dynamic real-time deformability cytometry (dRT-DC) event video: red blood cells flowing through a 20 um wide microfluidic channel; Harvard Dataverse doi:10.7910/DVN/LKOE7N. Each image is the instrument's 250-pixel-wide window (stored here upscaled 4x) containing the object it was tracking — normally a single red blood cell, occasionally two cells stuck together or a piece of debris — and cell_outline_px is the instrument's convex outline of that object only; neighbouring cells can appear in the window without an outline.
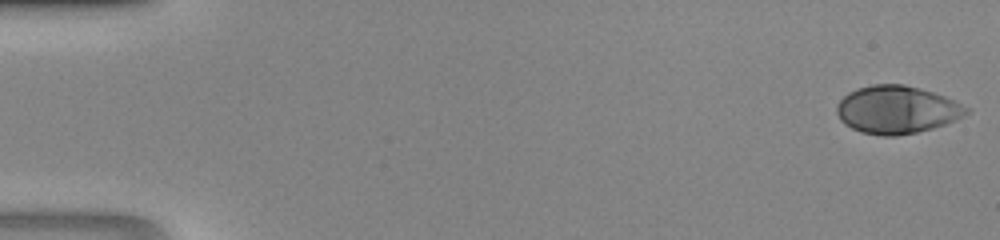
{"species": "human", "species_latin": "Homo sapiens", "temperature_condition": "room temperature", "stored_images_in_passage": 46, "camera_frame_rate_fps": 3000, "um_per_image_px": 0.085, "donor": {"sex": "male"}, "frame": {"image": 1, "passage_image": 1, "time_ms": 0.0, "image_size_px": [1000, 240], "cell_outline_px": [[972, 112], [956, 120], [932, 128], [916, 132], [896, 136], [884, 136], [860, 132], [844, 124], [840, 120], [836, 112], [836, 104], [848, 92], [856, 88], [872, 84], [904, 84], [920, 88], [944, 96], [972, 108]], "centroid_in_image_um": [76.24, 9.32], "position_along_channel_um": 8.8, "area_um2": 36.41}}
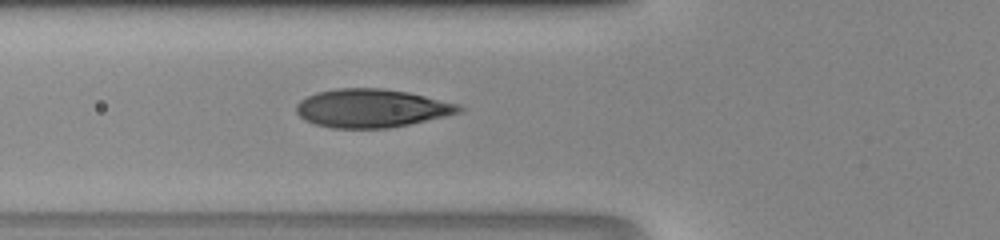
{"frame": {"image": 2, "passage_image": 18, "time_ms": 5.667, "image_size_px": [1000, 240], "cell_outline_px": [[464, 112], [408, 124], [388, 128], [332, 128], [316, 124], [304, 120], [296, 112], [296, 104], [300, 100], [316, 92], [336, 88], [380, 88], [408, 92], [460, 104], [464, 108]], "centroid_in_image_um": [31.59, 9.19], "position_along_channel_um": 94.2, "area_um2": 36.47}}
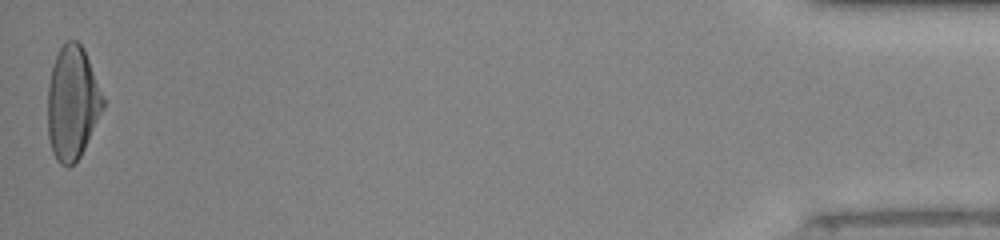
{"frame": {"image": 3, "passage_image": 46, "time_ms": 15.0, "image_size_px": [1000, 240], "cell_outline_px": [[104, 108], [80, 156], [68, 168], [60, 164], [56, 160], [52, 152], [48, 136], [48, 84], [52, 64], [60, 48], [68, 40], [76, 40], [84, 48], [104, 96]], "centroid_in_image_um": [6.15, 8.74], "position_along_channel_um": 429.1, "area_um2": 36.7}}